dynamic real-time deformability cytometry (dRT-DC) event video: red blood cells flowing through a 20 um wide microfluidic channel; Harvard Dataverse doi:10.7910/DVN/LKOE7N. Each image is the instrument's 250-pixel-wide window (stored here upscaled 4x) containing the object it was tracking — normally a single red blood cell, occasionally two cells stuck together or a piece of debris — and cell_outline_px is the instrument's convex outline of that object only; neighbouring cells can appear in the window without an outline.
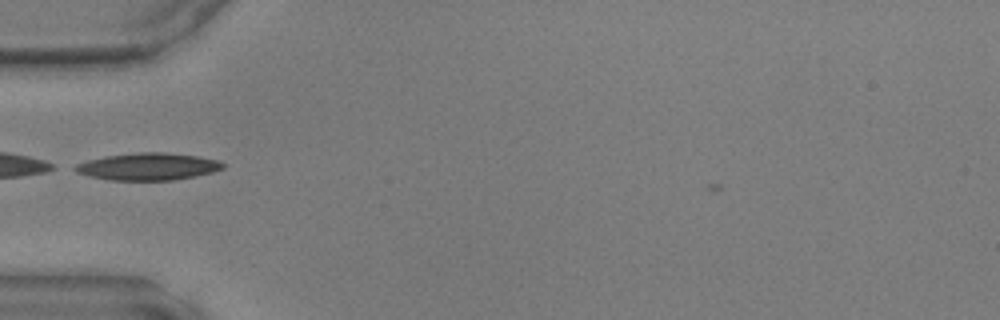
{"species": "common noctule bat (a hibernating species)", "species_latin": "Nyctalus noctula", "temperature_condition": "warm", "stored_images_in_passage": 32, "camera_frame_rate_fps": 3000, "um_per_image_px": 0.085, "animal": {"sex": "male", "body_mass_g": 17.9, "forearm_length_mm": 54.2}, "frame": {"image": 1, "passage_image": 2, "time_ms": 0.333, "image_size_px": [1000, 320], "cell_outline_px": [[224, 168], [212, 172], [172, 180], [108, 180], [76, 172], [68, 168], [76, 164], [88, 160], [104, 156], [140, 152], [164, 152], [196, 156], [220, 160], [224, 164]], "centroid_in_image_um": [12.54, 14.15], "position_along_channel_um": 72.5, "area_um2": 23.35}}